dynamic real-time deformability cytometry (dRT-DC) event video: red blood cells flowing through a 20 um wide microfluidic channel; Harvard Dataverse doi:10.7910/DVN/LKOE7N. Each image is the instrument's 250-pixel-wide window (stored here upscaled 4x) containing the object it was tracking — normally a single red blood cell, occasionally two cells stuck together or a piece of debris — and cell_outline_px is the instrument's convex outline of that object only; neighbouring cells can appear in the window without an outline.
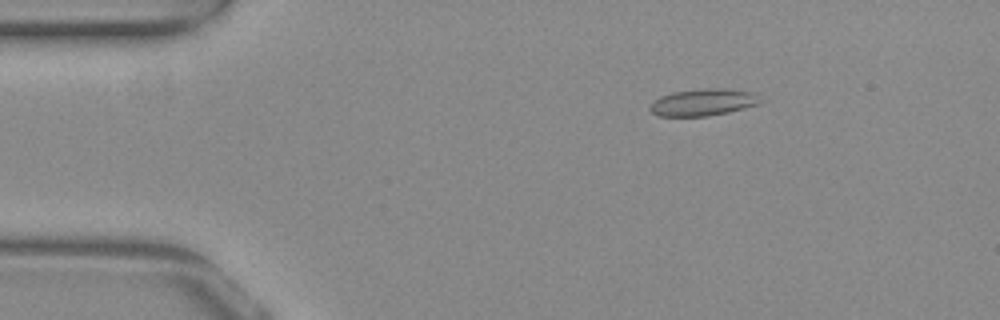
{"species": "common noctule bat (a hibernating species)", "species_latin": "Nyctalus noctula", "temperature_condition": "warm", "stored_images_in_passage": 48, "camera_frame_rate_fps": 3000, "um_per_image_px": 0.085, "animal": {"sex": "female", "body_mass_g": 29.2, "forearm_length_mm": 56.3}, "frame": {"image": 1, "passage_image": 2, "time_ms": 0.333, "image_size_px": [1000, 320], "cell_outline_px": [[760, 104], [728, 112], [708, 116], [656, 116], [648, 108], [660, 96], [672, 92], [704, 88], [724, 88], [756, 92], [760, 100]], "centroid_in_image_um": [59.78, 8.69], "position_along_channel_um": 25.2, "area_um2": 17.4}}
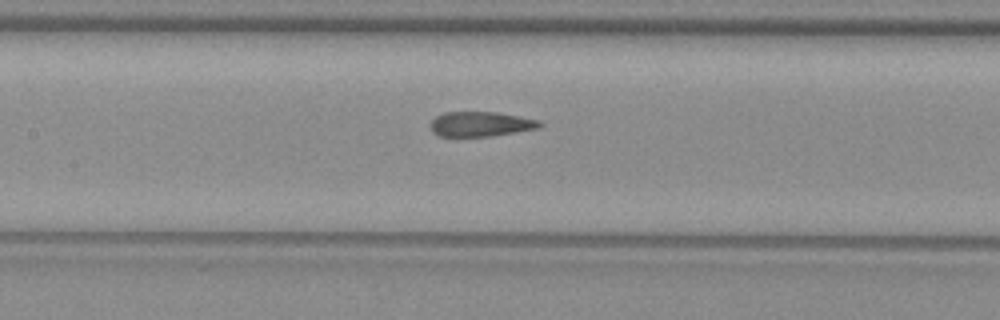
{"frame": {"image": 2, "passage_image": 18, "time_ms": 5.667, "image_size_px": [1000, 320], "cell_outline_px": [[544, 124], [540, 128], [492, 136], [440, 136], [432, 132], [432, 120], [436, 116], [444, 112], [496, 112], [540, 120]], "centroid_in_image_um": [40.9, 10.54], "position_along_channel_um": 166.5, "area_um2": 15.78}}
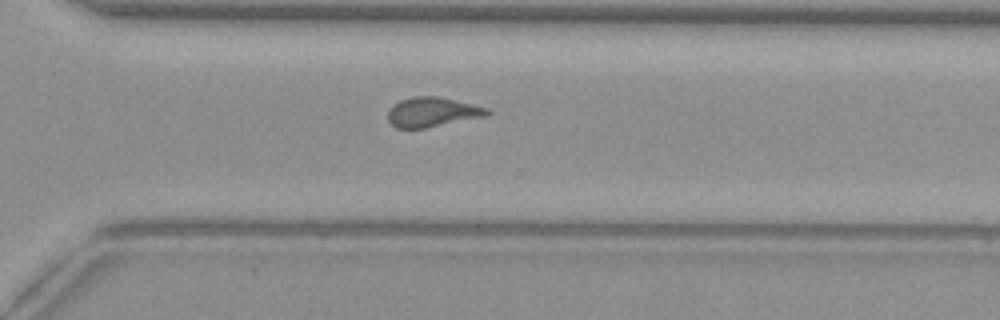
{"frame": {"image": 3, "passage_image": 31, "time_ms": 10.0, "image_size_px": [1000, 320], "cell_outline_px": [[492, 112], [488, 116], [424, 128], [396, 128], [388, 120], [388, 112], [392, 104], [400, 100], [412, 96], [436, 96], [488, 108]], "centroid_in_image_um": [36.74, 9.53], "position_along_channel_um": 333.9, "area_um2": 17.11}, "authors_computed_cell_mechanics": {"area_um2": 17.1666, "velocity_mm_per_s": 3.8729, "shape_relaxation_time_tau1_ms": null, "shape_relaxation_time_tau2_ms": 1.8834, "deformation_change_tau1": null, "deformation_change_tau2": 0.0885}}